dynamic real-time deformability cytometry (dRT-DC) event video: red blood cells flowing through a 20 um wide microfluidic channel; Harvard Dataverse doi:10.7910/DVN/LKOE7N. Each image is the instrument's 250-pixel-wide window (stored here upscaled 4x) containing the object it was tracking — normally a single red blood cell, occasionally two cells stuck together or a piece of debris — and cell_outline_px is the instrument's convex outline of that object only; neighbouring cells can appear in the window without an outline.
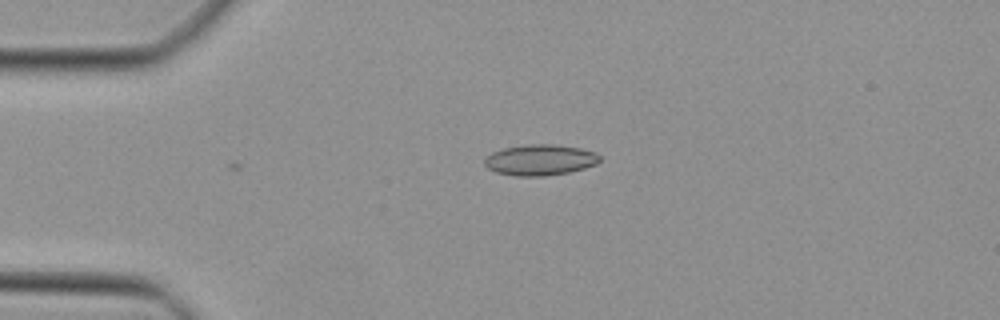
{"species": "Egyptian fruit bat (a non-hibernating species)", "species_latin": "Rousettus aegyptiacus", "temperature_condition": "cold", "stored_images_in_passage": 2, "camera_frame_rate_fps": 3000, "um_per_image_px": 0.085, "animal": {"sex": "female"}, "frame": {"image": 1, "passage_image": 2, "time_ms": 0.333, "image_size_px": [1000, 320], "cell_outline_px": [[600, 160], [596, 164], [584, 168], [568, 172], [544, 176], [516, 176], [496, 172], [488, 168], [484, 164], [484, 160], [492, 152], [504, 148], [528, 144], [556, 144], [580, 148], [596, 152], [600, 156]], "centroid_in_image_um": [45.91, 13.59], "position_along_channel_um": 39.1, "area_um2": 20.69}}